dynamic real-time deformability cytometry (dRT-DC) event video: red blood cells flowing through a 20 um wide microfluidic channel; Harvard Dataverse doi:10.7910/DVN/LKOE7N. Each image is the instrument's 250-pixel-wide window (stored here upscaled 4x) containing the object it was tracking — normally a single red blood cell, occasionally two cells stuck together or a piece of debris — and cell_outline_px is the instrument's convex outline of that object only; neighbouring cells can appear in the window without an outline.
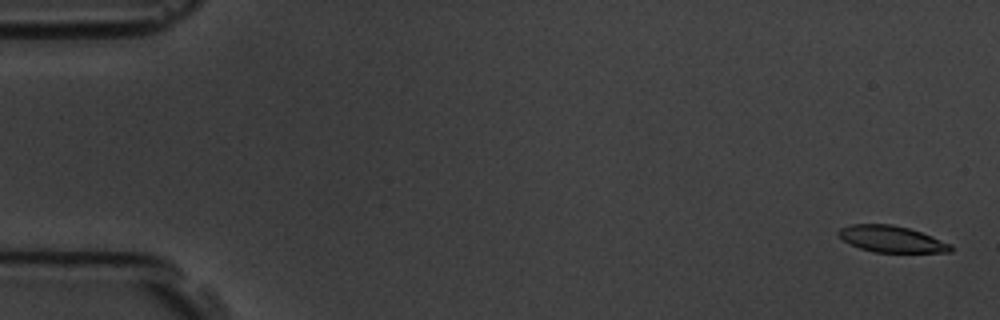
{"species": "common noctule bat (a hibernating species)", "species_latin": "Nyctalus noctula", "temperature_condition": "room temperature", "stored_images_in_passage": 5, "camera_frame_rate_fps": 3000, "um_per_image_px": 0.085, "animal": {"sex": "male", "body_mass_g": 19.5, "forearm_length_mm": 54.6}, "frame": {"image": 1, "passage_image": 1, "time_ms": 0.0, "image_size_px": [1000, 320], "cell_outline_px": [[952, 252], [872, 252], [860, 248], [844, 240], [836, 232], [840, 228], [852, 224], [892, 224], [908, 228], [932, 236], [952, 244]], "centroid_in_image_um": [75.79, 20.32], "position_along_channel_um": 9.2, "area_um2": 17.17}}
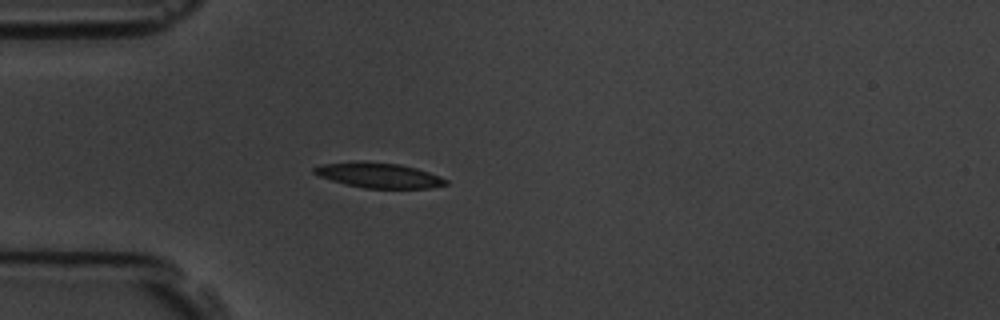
{"frame": {"image": 2, "passage_image": 5, "time_ms": 4.667, "image_size_px": [1000, 320], "cell_outline_px": [[448, 184], [432, 188], [364, 188], [344, 184], [320, 176], [312, 172], [312, 168], [324, 164], [360, 160], [400, 164], [416, 168], [440, 176], [448, 180]], "centroid_in_image_um": [32.2, 14.89], "position_along_channel_um": 52.8, "area_um2": 19.36}}